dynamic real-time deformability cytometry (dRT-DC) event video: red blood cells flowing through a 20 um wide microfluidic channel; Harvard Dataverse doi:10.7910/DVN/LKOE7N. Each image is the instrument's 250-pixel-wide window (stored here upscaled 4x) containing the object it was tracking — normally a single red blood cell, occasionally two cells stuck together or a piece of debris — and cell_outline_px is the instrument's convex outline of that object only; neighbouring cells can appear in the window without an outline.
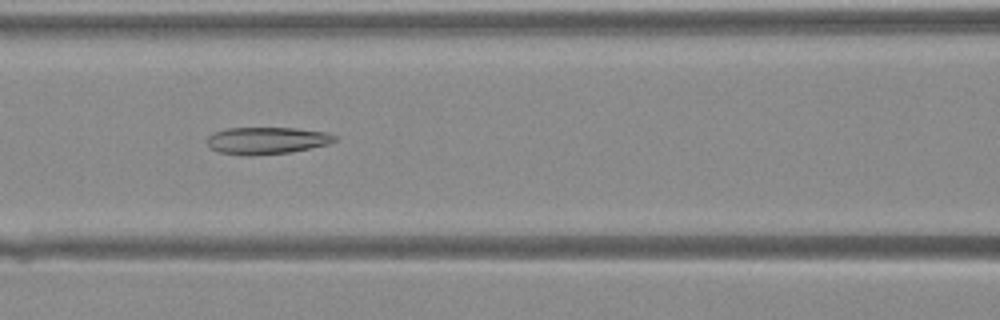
{"species": "Egyptian fruit bat (a non-hibernating species)", "species_latin": "Rousettus aegyptiacus", "temperature_condition": "warm", "stored_images_in_passage": 39, "camera_frame_rate_fps": 3000, "um_per_image_px": 0.085, "animal": {"sex": "female"}, "frame": {"image": 1, "passage_image": 19, "time_ms": 6.0, "image_size_px": [1000, 320], "cell_outline_px": [[336, 140], [328, 144], [288, 152], [220, 152], [212, 148], [208, 144], [208, 136], [216, 132], [228, 128], [296, 128], [328, 132], [336, 136]], "centroid_in_image_um": [22.77, 11.88], "position_along_channel_um": 143.8, "area_um2": 18.84}}
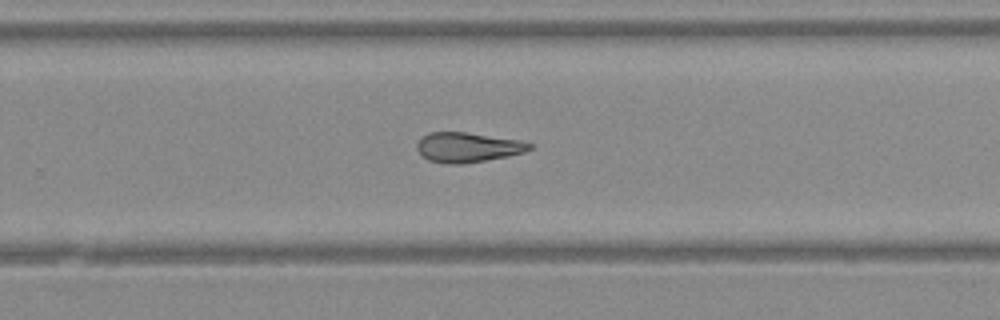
{"frame": {"image": 2, "passage_image": 28, "time_ms": 9.0, "image_size_px": [1000, 320], "cell_outline_px": [[532, 148], [524, 152], [508, 156], [464, 164], [448, 164], [428, 160], [416, 148], [416, 144], [428, 132], [464, 132], [520, 140], [532, 144]], "centroid_in_image_um": [39.76, 12.52], "position_along_channel_um": 290.0, "area_um2": 19.42}}
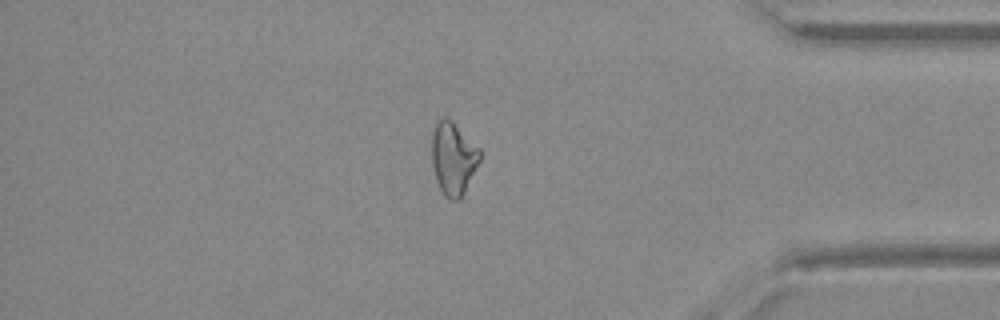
{"frame": {"image": 3, "passage_image": 36, "time_ms": 11.667, "image_size_px": [1000, 320], "cell_outline_px": [[480, 160], [460, 200], [452, 200], [444, 196], [436, 180], [432, 164], [432, 132], [436, 120], [444, 116], [452, 120], [480, 148]], "centroid_in_image_um": [38.51, 13.43], "position_along_channel_um": 396.7, "area_um2": 20.46}}